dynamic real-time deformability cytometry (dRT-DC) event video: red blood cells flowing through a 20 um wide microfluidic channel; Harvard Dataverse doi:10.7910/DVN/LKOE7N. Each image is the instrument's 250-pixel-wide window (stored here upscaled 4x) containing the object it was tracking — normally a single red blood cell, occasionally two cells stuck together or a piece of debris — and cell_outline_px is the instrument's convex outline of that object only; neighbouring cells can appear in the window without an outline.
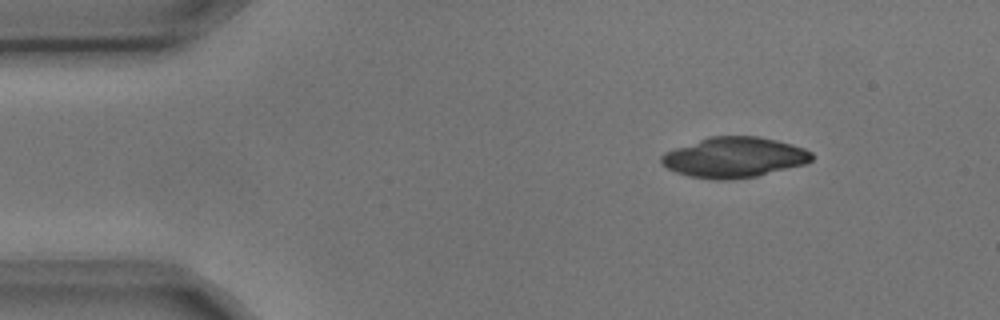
{"species": "common noctule bat (a hibernating species)", "species_latin": "Nyctalus noctula", "temperature_condition": "cold", "stored_images_in_passage": 3, "camera_frame_rate_fps": 3000, "um_per_image_px": 0.085, "animal": {"sex": "male", "body_mass_g": 17.9, "forearm_length_mm": 54.2}, "frame": {"image": 1, "passage_image": 1, "time_ms": 0.0, "image_size_px": [1000, 320], "cell_outline_px": [[812, 160], [804, 164], [756, 176], [732, 180], [716, 180], [692, 176], [676, 172], [668, 168], [660, 160], [660, 156], [664, 152], [708, 136], [760, 136], [792, 144], [804, 148], [812, 152]], "centroid_in_image_um": [62.4, 13.37], "position_along_channel_um": 22.6, "area_um2": 35.26}}